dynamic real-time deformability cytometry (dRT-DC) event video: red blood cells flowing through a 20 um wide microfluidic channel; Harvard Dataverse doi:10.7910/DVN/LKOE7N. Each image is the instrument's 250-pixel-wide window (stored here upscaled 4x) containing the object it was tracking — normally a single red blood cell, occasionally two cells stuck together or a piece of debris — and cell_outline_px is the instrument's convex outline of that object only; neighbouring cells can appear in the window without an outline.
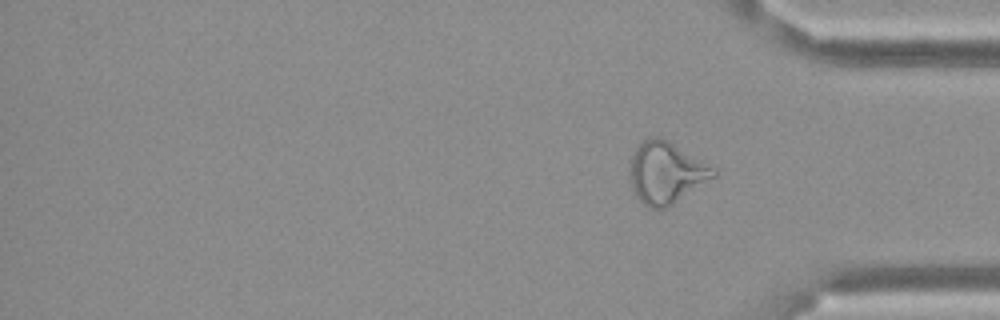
{"species": "Egyptian fruit bat (a non-hibernating species)", "species_latin": "Rousettus aegyptiacus", "temperature_condition": "cold", "stored_images_in_passage": 16, "segment_of_instrument_passage": [2, 2], "camera_frame_rate_fps": 3000, "um_per_image_px": 0.085, "frame": {"image": 1, "passage_image": 16, "time_ms": 5.0, "image_size_px": [1000, 320], "cell_outline_px": [[716, 176], [668, 208], [648, 208], [636, 196], [632, 188], [628, 168], [632, 156], [636, 148], [648, 136], [660, 136], [668, 140], [716, 168]], "centroid_in_image_um": [56.61, 14.68], "position_along_channel_um": 378.6, "area_um2": 30.29}}